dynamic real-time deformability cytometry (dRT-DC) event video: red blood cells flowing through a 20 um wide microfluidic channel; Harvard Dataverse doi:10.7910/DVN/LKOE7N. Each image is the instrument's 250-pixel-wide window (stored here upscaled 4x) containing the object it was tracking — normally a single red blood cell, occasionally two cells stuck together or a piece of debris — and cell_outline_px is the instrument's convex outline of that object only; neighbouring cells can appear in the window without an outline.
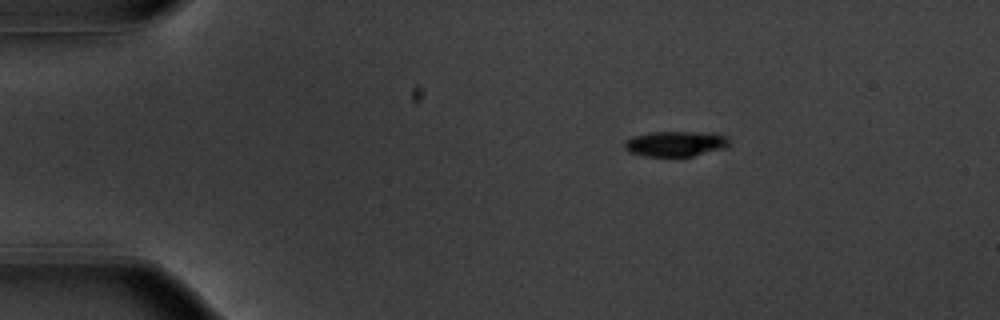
{"species": "common noctule bat (a hibernating species)", "species_latin": "Nyctalus noctula", "temperature_condition": "warm", "stored_images_in_passage": 46, "camera_frame_rate_fps": 3000, "um_per_image_px": 0.085, "animal": {"sex": "male", "body_mass_g": 20.1, "forearm_length_mm": 53.5}, "frame": {"image": 1, "passage_image": 1, "time_ms": 0.0, "image_size_px": [1000, 320], "cell_outline_px": [[732, 144], [724, 148], [692, 156], [644, 156], [628, 152], [624, 148], [624, 144], [632, 136], [652, 132], [716, 132], [728, 136]], "centroid_in_image_um": [57.48, 12.21], "position_along_channel_um": 27.5, "area_um2": 15.66}}
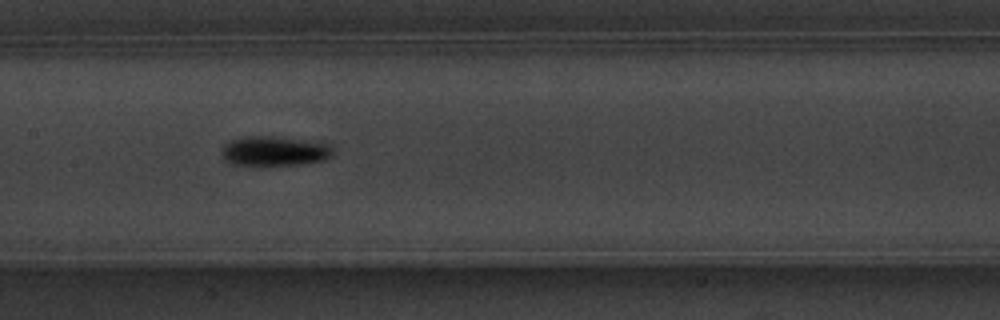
{"frame": {"image": 2, "passage_image": 19, "time_ms": 6.0, "image_size_px": [1000, 320], "cell_outline_px": [[332, 156], [324, 160], [300, 164], [228, 164], [224, 160], [220, 152], [224, 144], [232, 140], [244, 136], [272, 136], [328, 144], [332, 148]], "centroid_in_image_um": [23.26, 12.83], "position_along_channel_um": 184.1, "area_um2": 18.9}}
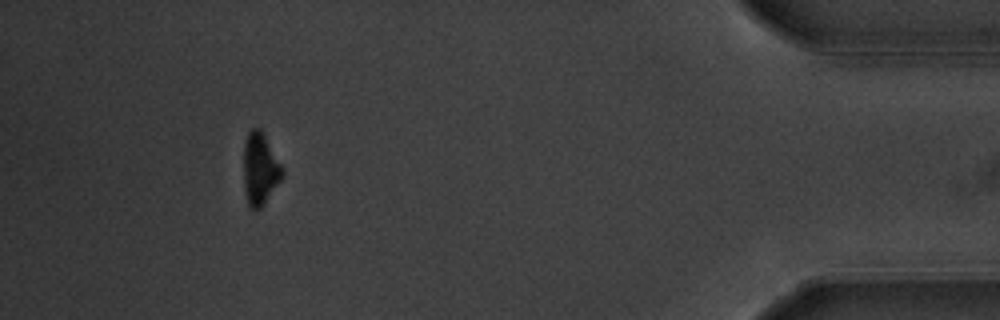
{"frame": {"image": 3, "passage_image": 42, "time_ms": 13.667, "image_size_px": [1000, 320], "cell_outline_px": [[284, 176], [264, 204], [260, 208], [252, 208], [248, 204], [244, 188], [244, 144], [248, 132], [252, 128], [260, 128], [264, 132], [284, 168]], "centroid_in_image_um": [22.13, 14.32], "position_along_channel_um": 413.1, "area_um2": 16.47}, "authors_computed_cell_mechanics": {"area_um2": 16.7331, "velocity_mm_per_s": 3.7354, "shape_relaxation_time_tau1_ms": 1.5565, "shape_relaxation_time_tau2_ms": null, "deformation_change_tau1": 0.1494, "deformation_change_tau2": null}}